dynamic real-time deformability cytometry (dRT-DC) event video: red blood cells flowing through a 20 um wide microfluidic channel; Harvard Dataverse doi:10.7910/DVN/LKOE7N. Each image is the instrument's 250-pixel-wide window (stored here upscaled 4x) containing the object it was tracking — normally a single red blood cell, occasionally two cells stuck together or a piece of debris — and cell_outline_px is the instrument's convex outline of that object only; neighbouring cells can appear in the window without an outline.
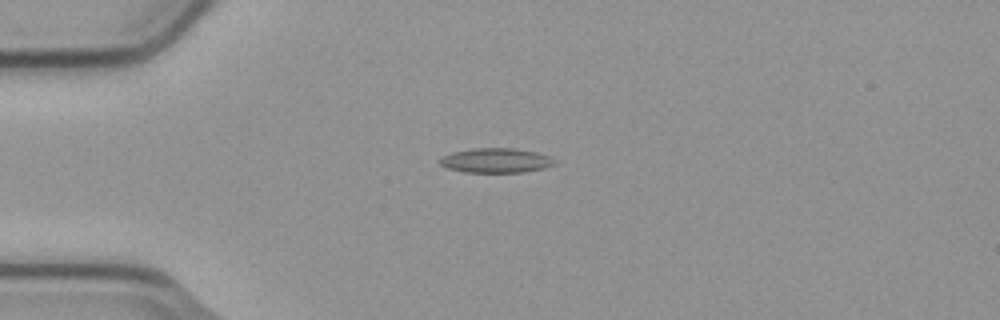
{"species": "common noctule bat (a hibernating species)", "species_latin": "Nyctalus noctula", "temperature_condition": "cold", "stored_images_in_passage": 8, "camera_frame_rate_fps": 3000, "um_per_image_px": 0.085, "animal": {"sex": "male", "body_mass_g": 23.1, "forearm_length_mm": 52.7}, "frame": {"image": 1, "passage_image": 4, "time_ms": 1.0, "image_size_px": [1000, 320], "cell_outline_px": [[556, 164], [544, 168], [524, 172], [464, 172], [448, 168], [440, 164], [440, 156], [452, 152], [472, 148], [516, 148], [536, 152], [548, 156]], "centroid_in_image_um": [42.12, 13.63], "position_along_channel_um": 42.9, "area_um2": 16.42}}
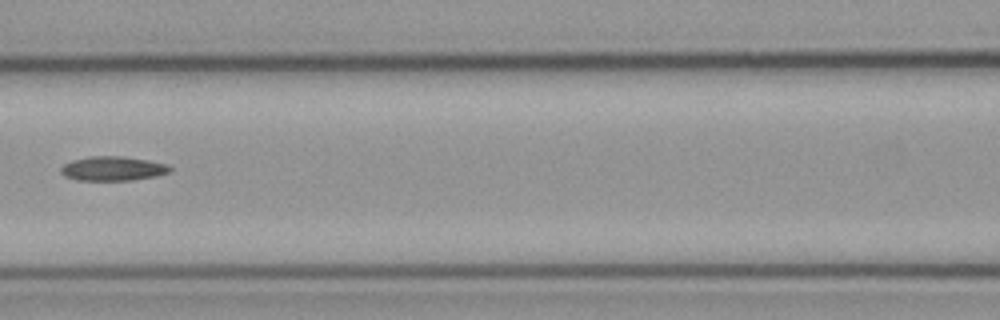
{"frame": {"image": 2, "passage_image": 7, "time_ms": 2.0, "image_size_px": [1000, 320], "cell_outline_px": [[172, 168], [168, 172], [156, 176], [132, 180], [76, 180], [64, 176], [60, 172], [60, 168], [64, 164], [72, 160], [92, 156], [120, 156], [148, 160], [164, 164]], "centroid_in_image_um": [9.54, 14.33], "position_along_channel_um": 157.1, "area_um2": 15.32}}
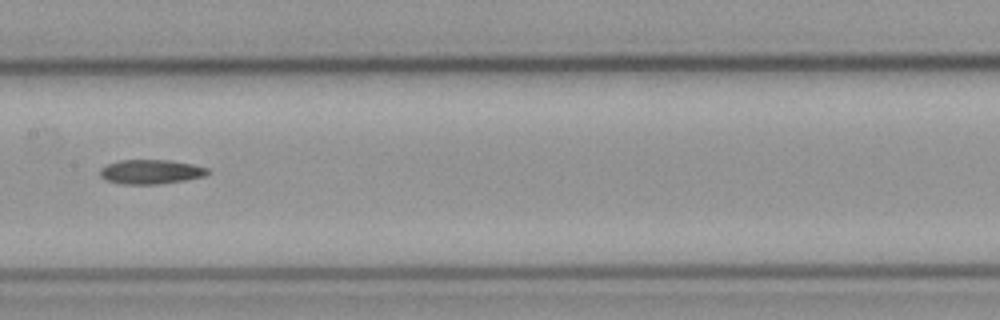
{"frame": {"image": 3, "passage_image": 8, "time_ms": 2.333, "image_size_px": [1000, 320], "cell_outline_px": [[208, 172], [204, 176], [184, 180], [160, 184], [120, 184], [104, 180], [100, 176], [100, 168], [108, 164], [120, 160], [172, 160], [192, 164], [208, 168]], "centroid_in_image_um": [12.78, 14.6], "position_along_channel_um": 194.6, "area_um2": 15.32}}